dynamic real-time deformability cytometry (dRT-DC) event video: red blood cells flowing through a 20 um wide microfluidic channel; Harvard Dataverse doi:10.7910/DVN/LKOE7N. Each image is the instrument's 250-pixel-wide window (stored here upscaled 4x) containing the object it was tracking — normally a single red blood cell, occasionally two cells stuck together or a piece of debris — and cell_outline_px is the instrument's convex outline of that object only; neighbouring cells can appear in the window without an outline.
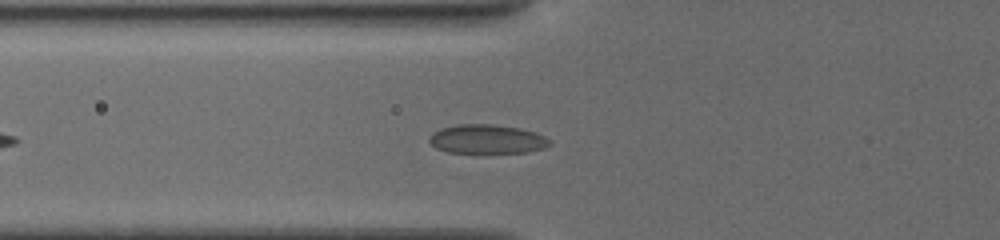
{"species": "common noctule bat (a hibernating species)", "species_latin": "Nyctalus noctula", "temperature_condition": "cold", "stored_images_in_passage": 36, "camera_frame_rate_fps": 3000, "um_per_image_px": 0.085, "animal": {"sex": "female", "body_mass_g": 19.5, "forearm_length_mm": 54.1}, "frame": {"image": 1, "passage_image": 8, "time_ms": 2.333, "image_size_px": [1000, 240], "cell_outline_px": [[552, 144], [544, 148], [528, 152], [448, 152], [436, 148], [428, 140], [428, 136], [432, 132], [440, 128], [460, 124], [492, 124], [520, 128], [536, 132], [552, 140]], "centroid_in_image_um": [41.41, 11.81], "position_along_channel_um": 84.4, "area_um2": 20.46}}
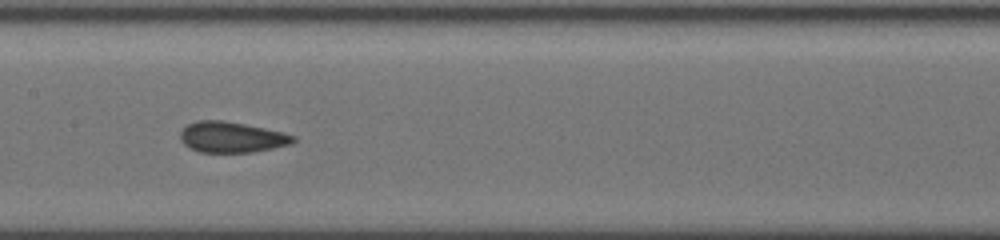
{"frame": {"image": 2, "passage_image": 16, "time_ms": 5.0, "image_size_px": [1000, 240], "cell_outline_px": [[296, 140], [292, 144], [252, 152], [200, 152], [184, 144], [180, 140], [180, 132], [188, 124], [196, 120], [220, 120], [244, 124], [284, 132], [296, 136]], "centroid_in_image_um": [19.71, 11.65], "position_along_channel_um": 187.7, "area_um2": 20.17}}
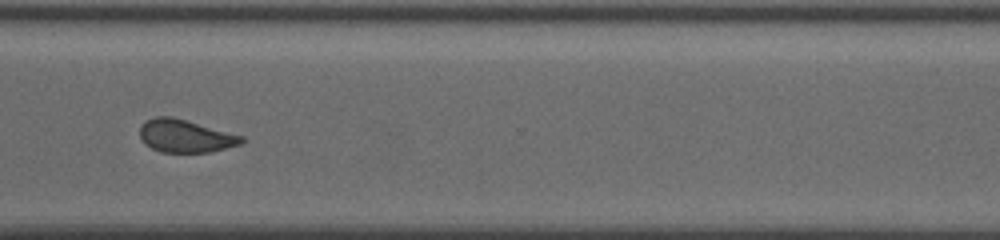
{"frame": {"image": 3, "passage_image": 28, "time_ms": 9.333, "image_size_px": [1000, 240], "cell_outline_px": [[244, 140], [240, 144], [208, 152], [160, 152], [144, 144], [140, 136], [140, 124], [156, 116], [172, 116], [244, 136]], "centroid_in_image_um": [15.72, 11.55], "position_along_channel_um": 354.9, "area_um2": 19.36}, "authors_computed_cell_mechanics": {"area_um2": 19.6231, "velocity_mm_per_s": 3.8568, "shape_relaxation_time_tau1_ms": 9.0337, "shape_relaxation_time_tau2_ms": 1.4538, "deformation_change_tau1": 0.1475, "deformation_change_tau2": 0.0593}}